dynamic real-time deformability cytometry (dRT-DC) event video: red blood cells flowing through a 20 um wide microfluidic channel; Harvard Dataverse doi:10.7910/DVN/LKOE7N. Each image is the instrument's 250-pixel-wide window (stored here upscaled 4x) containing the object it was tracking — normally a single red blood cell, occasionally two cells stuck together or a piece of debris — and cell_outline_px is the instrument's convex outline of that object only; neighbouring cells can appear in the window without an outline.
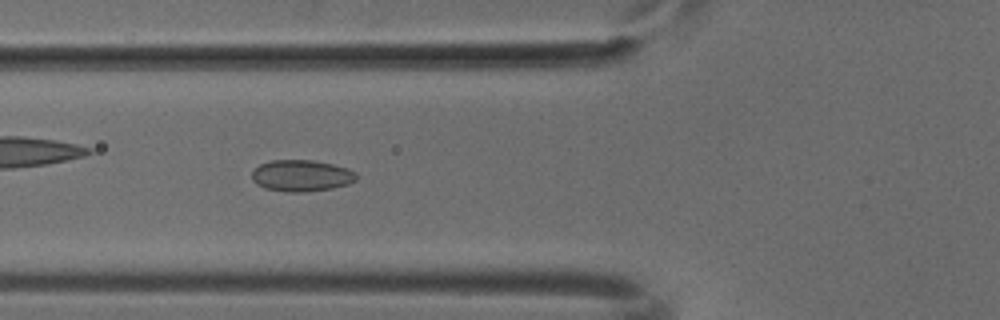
{"species": "common noctule bat (a hibernating species)", "species_latin": "Nyctalus noctula", "temperature_condition": "cold", "stored_images_in_passage": 50, "camera_frame_rate_fps": 3000, "um_per_image_px": 0.085, "animal": {"sex": "male", "body_mass_g": 18.8}, "frame": {"image": 1, "passage_image": 18, "time_ms": 5.667, "image_size_px": [1000, 320], "cell_outline_px": [[356, 180], [348, 184], [332, 188], [304, 192], [288, 192], [264, 188], [256, 184], [252, 180], [252, 172], [260, 164], [272, 160], [312, 160], [332, 164], [348, 168], [356, 172]], "centroid_in_image_um": [25.62, 14.93], "position_along_channel_um": 100.2, "area_um2": 19.19}}
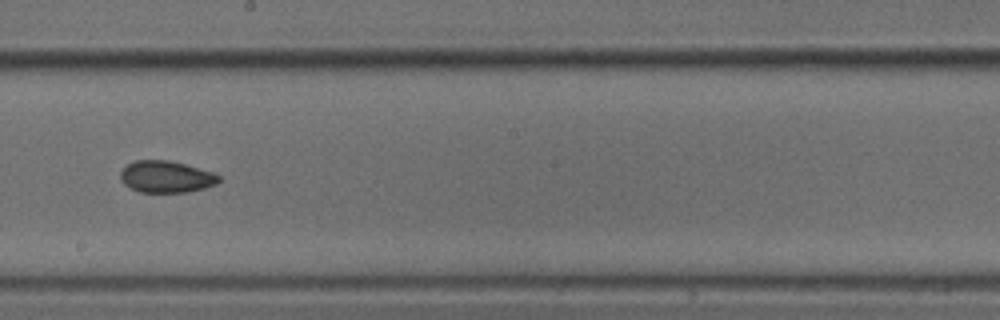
{"frame": {"image": 2, "passage_image": 28, "time_ms": 9.0, "image_size_px": [1000, 320], "cell_outline_px": [[220, 180], [216, 184], [204, 188], [188, 192], [140, 192], [124, 184], [120, 180], [120, 172], [128, 164], [136, 160], [168, 160], [184, 164], [212, 172], [220, 176]], "centroid_in_image_um": [14.11, 15.03], "position_along_channel_um": 234.1, "area_um2": 18.09}}
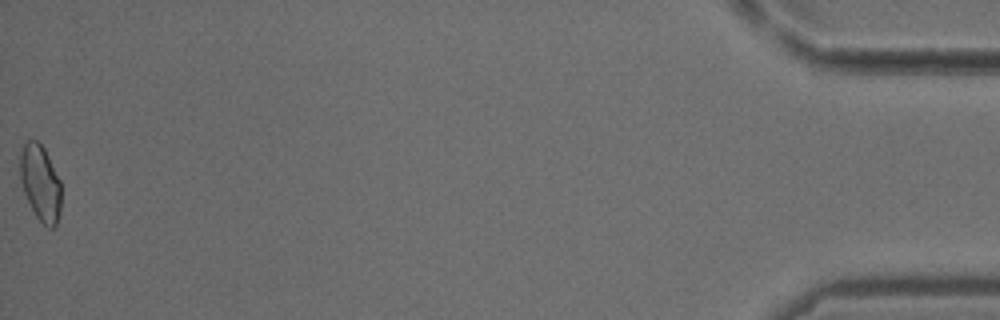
{"frame": {"image": 3, "passage_image": 50, "time_ms": 16.333, "image_size_px": [1000, 320], "cell_outline_px": [[60, 212], [56, 224], [52, 228], [48, 228], [36, 216], [24, 192], [20, 180], [20, 152], [24, 144], [28, 140], [36, 140], [44, 148], [60, 180]], "centroid_in_image_um": [3.42, 15.54], "position_along_channel_um": 431.8, "area_um2": 17.98}}